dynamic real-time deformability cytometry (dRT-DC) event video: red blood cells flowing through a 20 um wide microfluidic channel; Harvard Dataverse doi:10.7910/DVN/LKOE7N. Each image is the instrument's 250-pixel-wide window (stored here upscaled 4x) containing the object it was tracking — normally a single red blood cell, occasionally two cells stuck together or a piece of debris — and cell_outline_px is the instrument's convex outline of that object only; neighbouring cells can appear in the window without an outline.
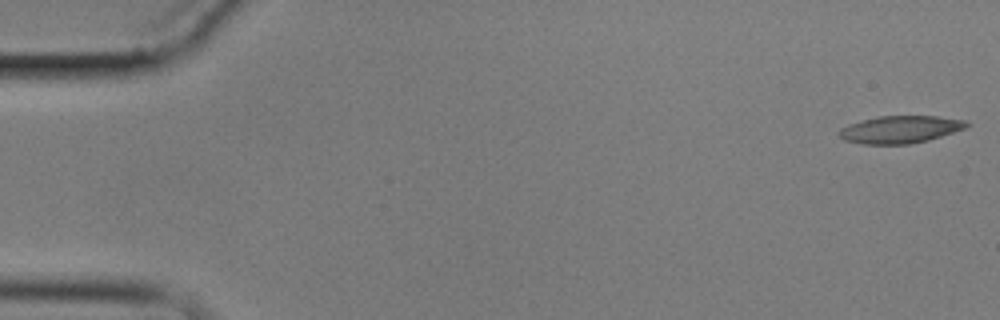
{"species": "common noctule bat (a hibernating species)", "species_latin": "Nyctalus noctula", "temperature_condition": "cold", "stored_images_in_passage": 5, "camera_frame_rate_fps": 3000, "um_per_image_px": 0.085, "animal": {"sex": "male", "body_mass_g": 17.9}, "frame": {"image": 1, "passage_image": 1, "time_ms": 0.0, "image_size_px": [1000, 320], "cell_outline_px": [[972, 124], [964, 128], [928, 140], [908, 144], [864, 144], [844, 140], [836, 132], [840, 128], [848, 124], [880, 116], [936, 116], [968, 120]], "centroid_in_image_um": [76.51, 11.0], "position_along_channel_um": 8.5, "area_um2": 20.29}}
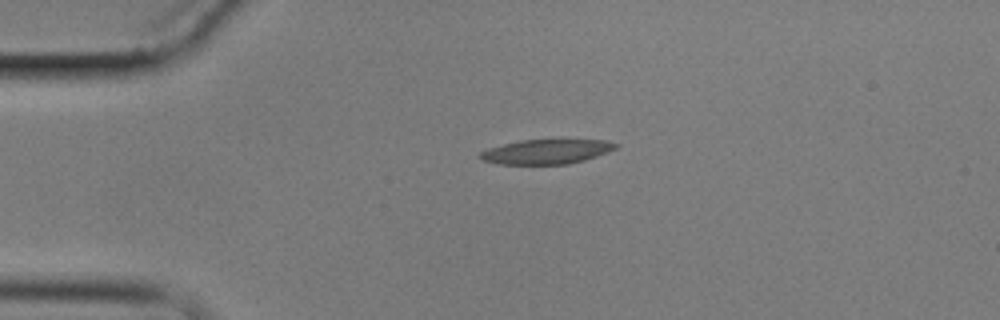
{"frame": {"image": 2, "passage_image": 4, "time_ms": 3.667, "image_size_px": [1000, 320], "cell_outline_px": [[620, 144], [616, 148], [608, 152], [584, 160], [568, 164], [496, 164], [480, 160], [476, 156], [480, 152], [488, 148], [520, 140], [608, 140]], "centroid_in_image_um": [46.41, 12.89], "position_along_channel_um": 38.6, "area_um2": 19.54}}